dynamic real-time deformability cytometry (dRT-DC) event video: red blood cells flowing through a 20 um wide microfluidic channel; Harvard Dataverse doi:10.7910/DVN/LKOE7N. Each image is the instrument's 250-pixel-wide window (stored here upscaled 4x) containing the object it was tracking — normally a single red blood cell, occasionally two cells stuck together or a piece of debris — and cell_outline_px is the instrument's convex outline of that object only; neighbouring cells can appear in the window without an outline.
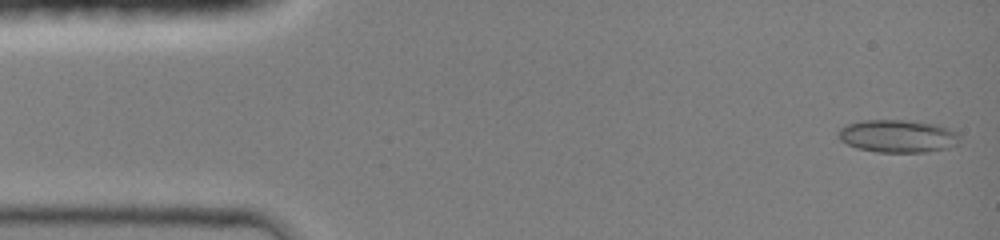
{"species": "common noctule bat (a hibernating species)", "species_latin": "Nyctalus noctula", "temperature_condition": "room temperature", "stored_images_in_passage": 42, "camera_frame_rate_fps": 3000, "um_per_image_px": 0.085, "animal": {"sex": "female", "body_mass_g": 19.0, "forearm_length_mm": 51.5}, "frame": {"image": 1, "passage_image": 1, "time_ms": 0.0, "image_size_px": [1000, 240], "cell_outline_px": [[960, 136], [956, 144], [948, 148], [924, 152], [876, 152], [856, 148], [840, 140], [836, 132], [840, 128], [848, 124], [864, 120], [900, 120], [936, 124], [948, 128], [956, 132]], "centroid_in_image_um": [76.28, 11.57], "position_along_channel_um": 8.7, "area_um2": 23.06}}
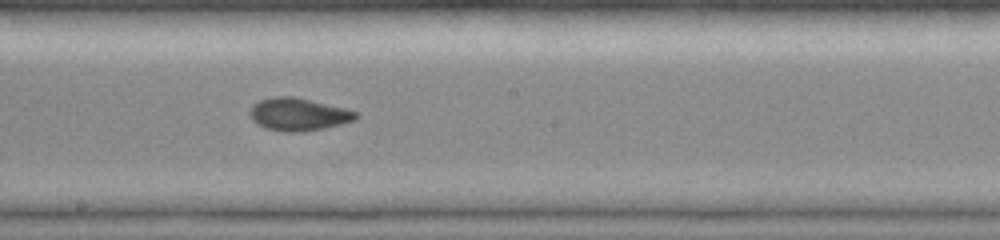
{"frame": {"image": 2, "passage_image": 24, "time_ms": 7.667, "image_size_px": [1000, 240], "cell_outline_px": [[360, 116], [356, 120], [324, 128], [296, 132], [288, 132], [264, 128], [256, 124], [252, 120], [248, 112], [252, 104], [260, 100], [272, 96], [292, 96], [344, 108], [356, 112]], "centroid_in_image_um": [25.32, 9.72], "position_along_channel_um": 222.9, "area_um2": 20.17}}
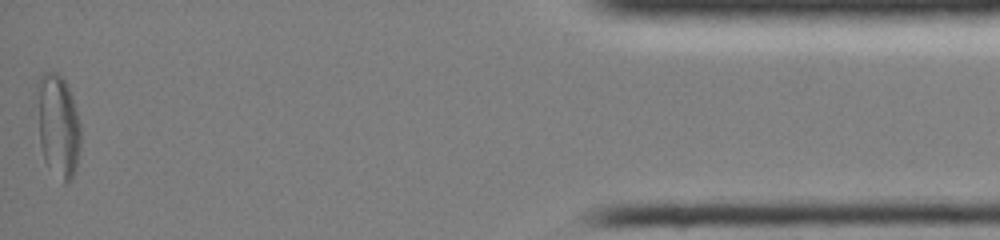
{"frame": {"image": 3, "passage_image": 42, "time_ms": 1681.0, "image_size_px": [1000, 240], "cell_outline_px": [[80, 148], [76, 168], [72, 180], [64, 184], [44, 160], [40, 144], [36, 88], [40, 76], [44, 72], [56, 72], [64, 80], [72, 96], [76, 108], [80, 124]], "centroid_in_image_um": [4.94, 10.69], "position_along_channel_um": 430.3, "area_um2": 26.18}}